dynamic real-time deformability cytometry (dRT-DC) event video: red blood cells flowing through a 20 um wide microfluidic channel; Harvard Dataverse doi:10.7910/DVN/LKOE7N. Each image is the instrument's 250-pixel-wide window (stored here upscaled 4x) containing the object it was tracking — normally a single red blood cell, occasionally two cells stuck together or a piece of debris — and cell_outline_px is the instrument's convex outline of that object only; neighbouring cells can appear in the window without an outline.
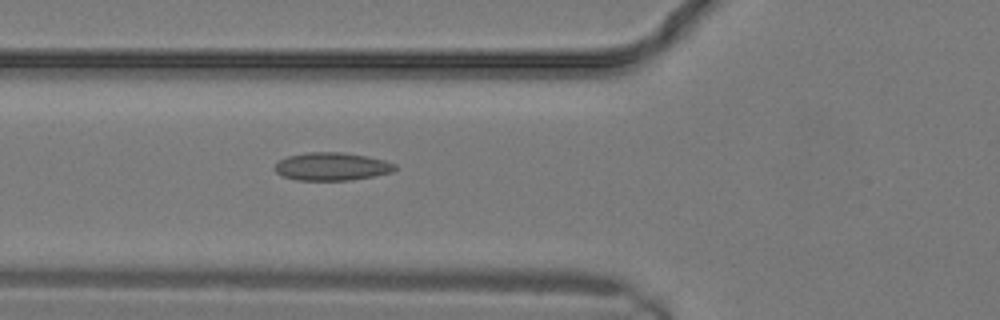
{"species": "common noctule bat (a hibernating species)", "species_latin": "Nyctalus noctula", "temperature_condition": "warm", "stored_images_in_passage": 10, "camera_frame_rate_fps": 3000, "um_per_image_px": 0.085, "animal": {"sex": "male", "body_mass_g": 19.2, "forearm_length_mm": 51.8}, "frame": {"image": 1, "passage_image": 10, "time_ms": 3.0, "image_size_px": [1000, 320], "cell_outline_px": [[400, 168], [392, 172], [352, 180], [296, 180], [280, 176], [272, 168], [280, 160], [288, 156], [308, 152], [340, 152], [368, 156], [384, 160], [396, 164]], "centroid_in_image_um": [28.21, 14.15], "position_along_channel_um": 97.6, "area_um2": 19.77}}